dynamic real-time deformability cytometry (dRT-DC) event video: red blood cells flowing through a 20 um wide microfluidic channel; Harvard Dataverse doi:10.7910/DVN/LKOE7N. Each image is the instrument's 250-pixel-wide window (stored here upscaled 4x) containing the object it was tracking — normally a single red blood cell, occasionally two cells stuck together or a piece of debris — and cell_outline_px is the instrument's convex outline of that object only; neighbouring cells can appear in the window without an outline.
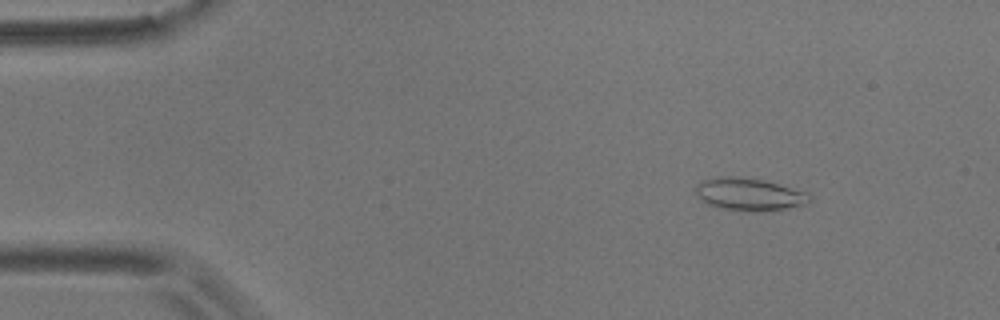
{"species": "common noctule bat (a hibernating species)", "species_latin": "Nyctalus noctula", "temperature_condition": "room temperature", "stored_images_in_passage": 10, "camera_frame_rate_fps": 3000, "um_per_image_px": 0.085, "animal": {"sex": "male", "body_mass_g": 17.9}, "frame": {"image": 1, "passage_image": 2, "time_ms": 1.0, "image_size_px": [1000, 320], "cell_outline_px": [[812, 200], [808, 204], [788, 208], [756, 212], [752, 212], [716, 208], [708, 204], [696, 196], [696, 184], [704, 180], [716, 176], [736, 176], [764, 180], [808, 192], [812, 196]], "centroid_in_image_um": [63.7, 16.52], "position_along_channel_um": 21.3, "area_um2": 22.02}}
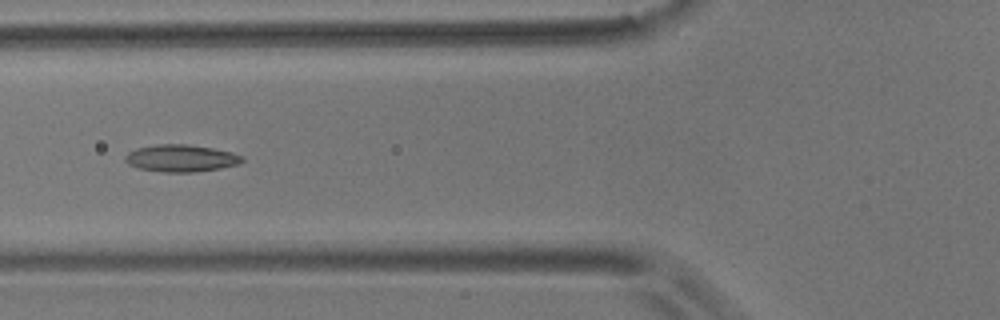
{"frame": {"image": 2, "passage_image": 6, "time_ms": 5.667, "image_size_px": [1000, 320], "cell_outline_px": [[244, 160], [240, 164], [220, 168], [196, 172], [164, 172], [140, 168], [128, 164], [124, 160], [124, 156], [128, 152], [136, 148], [156, 144], [188, 144], [212, 148], [232, 152], [244, 156]], "centroid_in_image_um": [15.4, 13.44], "position_along_channel_um": 110.4, "area_um2": 18.61}}
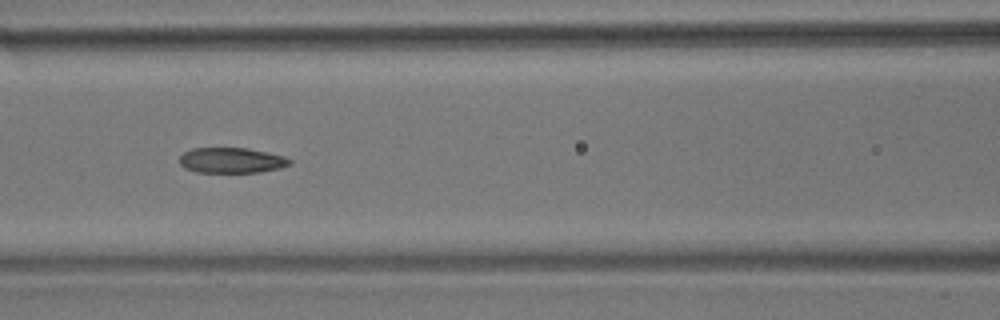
{"frame": {"image": 3, "passage_image": 7, "time_ms": 6.667, "image_size_px": [1000, 320], "cell_outline_px": [[292, 164], [280, 168], [260, 172], [196, 172], [184, 168], [180, 164], [180, 156], [184, 152], [192, 148], [248, 148], [268, 152], [284, 156], [292, 160]], "centroid_in_image_um": [19.7, 13.63], "position_along_channel_um": 146.9, "area_um2": 16.42}}